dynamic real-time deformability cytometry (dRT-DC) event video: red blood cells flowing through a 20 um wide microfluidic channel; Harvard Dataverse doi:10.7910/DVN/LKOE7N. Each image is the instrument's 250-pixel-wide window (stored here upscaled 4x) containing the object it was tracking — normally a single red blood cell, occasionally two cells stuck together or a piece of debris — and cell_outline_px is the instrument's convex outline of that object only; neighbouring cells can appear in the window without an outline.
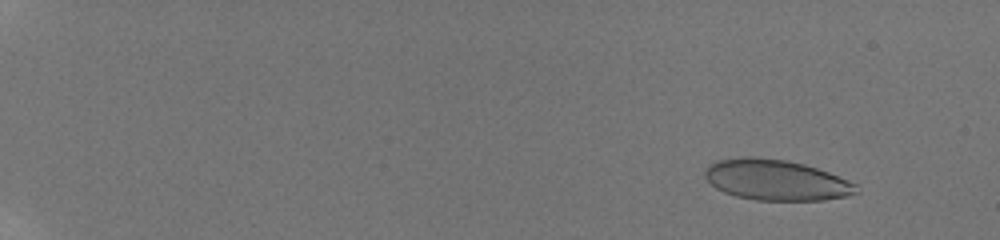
{"species": "human", "species_latin": "Homo sapiens", "temperature_condition": "room temperature", "stored_images_in_passage": 17, "camera_frame_rate_fps": 3000, "um_per_image_px": 0.085, "donor": {"sex": "male"}, "frame": {"image": 1, "passage_image": 3, "time_ms": 2.0, "image_size_px": [1000, 240], "cell_outline_px": [[860, 192], [844, 196], [824, 200], [756, 200], [736, 196], [724, 192], [716, 188], [704, 176], [704, 172], [708, 164], [716, 160], [744, 156], [752, 156], [788, 160], [804, 164], [828, 172], [848, 180], [856, 184]], "centroid_in_image_um": [65.94, 15.29], "position_along_channel_um": 19.1, "area_um2": 35.95}}
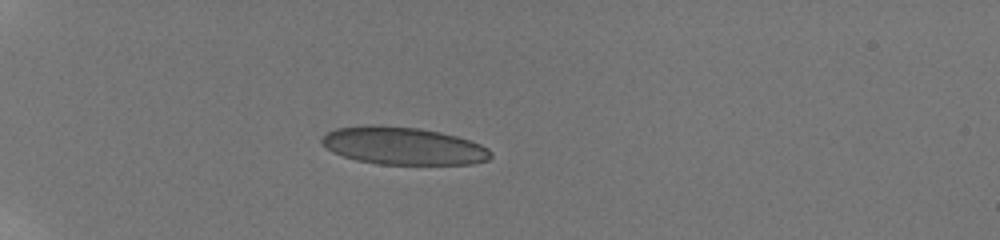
{"frame": {"image": 2, "passage_image": 9, "time_ms": 6.333, "image_size_px": [1000, 240], "cell_outline_px": [[492, 156], [488, 160], [472, 164], [380, 164], [356, 160], [332, 152], [320, 140], [328, 132], [336, 128], [364, 124], [372, 124], [420, 128], [440, 132], [456, 136], [480, 144], [488, 148], [492, 152]], "centroid_in_image_um": [34.28, 12.39], "position_along_channel_um": 50.7, "area_um2": 37.05}}
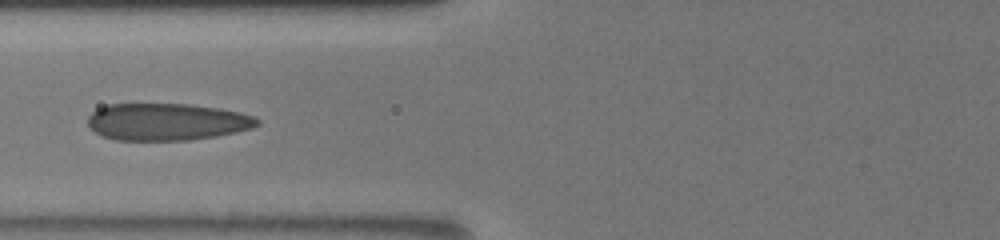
{"frame": {"image": 3, "passage_image": 15, "time_ms": 9.0, "image_size_px": [1000, 240], "cell_outline_px": [[260, 124], [252, 128], [236, 132], [216, 136], [188, 140], [116, 140], [104, 136], [88, 128], [88, 116], [96, 108], [108, 104], [188, 104], [220, 108], [240, 112], [256, 116], [260, 120]], "centroid_in_image_um": [14.2, 10.35], "position_along_channel_um": 111.6, "area_um2": 36.88}}